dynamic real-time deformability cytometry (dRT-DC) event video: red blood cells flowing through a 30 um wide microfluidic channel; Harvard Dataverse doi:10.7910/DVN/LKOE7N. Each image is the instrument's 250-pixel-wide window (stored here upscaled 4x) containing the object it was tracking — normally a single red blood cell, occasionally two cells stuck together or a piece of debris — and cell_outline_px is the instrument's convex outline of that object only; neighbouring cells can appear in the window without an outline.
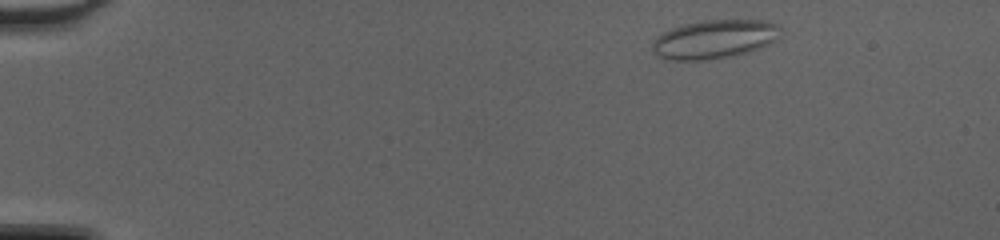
{"species": "common noctule bat (a hibernating species)", "species_latin": "Nyctalus noctula", "temperature_condition": "cold", "stored_images_in_passage": 44, "camera_frame_rate_fps": 3000, "um_per_image_px": 0.085, "animal": {"sex": "female", "body_mass_g": 20.0, "forearm_length_mm": 54.0}, "frame": {"image": 1, "passage_image": 3, "time_ms": 0.667, "image_size_px": [1000, 240], "cell_outline_px": [[780, 36], [776, 40], [768, 44], [748, 52], [732, 56], [704, 60], [668, 60], [656, 56], [652, 52], [652, 44], [656, 36], [672, 28], [684, 24], [704, 20], [768, 20], [776, 24], [780, 28]], "centroid_in_image_um": [60.71, 3.33], "position_along_channel_um": 24.3, "area_um2": 29.07}}
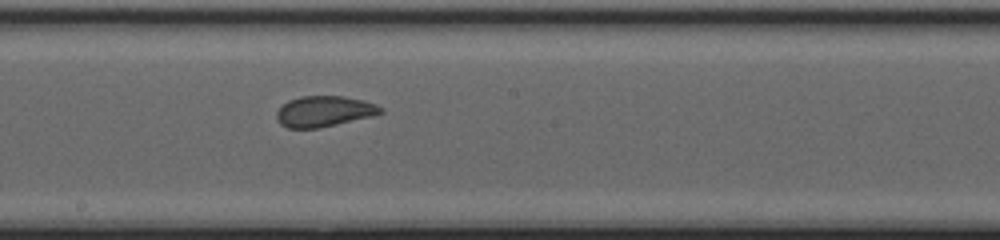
{"frame": {"image": 2, "passage_image": 24, "time_ms": 7.667, "image_size_px": [1000, 240], "cell_outline_px": [[384, 112], [372, 116], [320, 128], [288, 128], [280, 124], [276, 120], [276, 112], [288, 100], [300, 96], [344, 96], [364, 100], [376, 104], [384, 108]], "centroid_in_image_um": [27.56, 9.46], "position_along_channel_um": 220.6, "area_um2": 18.79}}
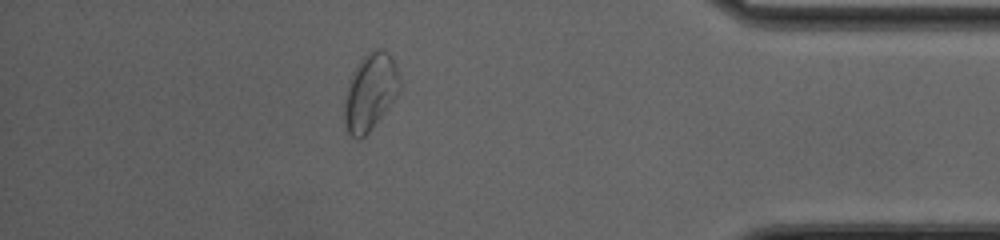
{"frame": {"image": 3, "passage_image": 39, "time_ms": 12.667, "image_size_px": [1000, 240], "cell_outline_px": [[400, 92], [368, 132], [360, 140], [356, 140], [348, 132], [344, 124], [344, 104], [348, 80], [364, 56], [368, 52], [380, 48], [388, 52], [392, 56], [400, 76]], "centroid_in_image_um": [31.47, 7.82], "position_along_channel_um": 403.7, "area_um2": 24.68}, "authors_computed_cell_mechanics": {"area_um2": 21.4438, "velocity_mm_per_s": 4.3163, "shape_relaxation_time_tau1_ms": null, "shape_relaxation_time_tau2_ms": 0.5742, "deformation_change_tau1": null, "deformation_change_tau2": 0.0495}}